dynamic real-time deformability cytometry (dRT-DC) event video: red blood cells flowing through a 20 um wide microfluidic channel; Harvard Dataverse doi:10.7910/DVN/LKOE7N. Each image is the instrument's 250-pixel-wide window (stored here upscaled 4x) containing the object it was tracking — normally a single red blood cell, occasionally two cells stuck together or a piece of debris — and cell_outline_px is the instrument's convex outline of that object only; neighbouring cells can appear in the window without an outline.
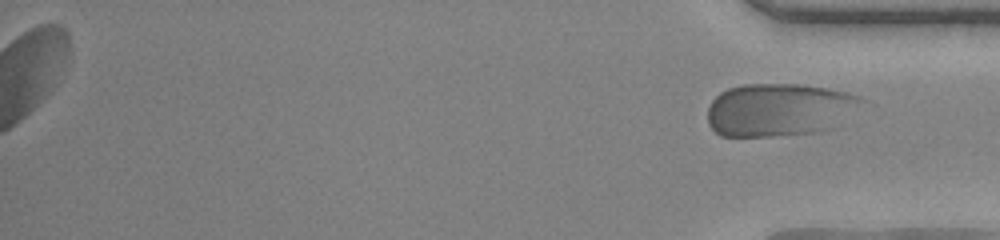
{"species": "human", "species_latin": "Homo sapiens", "temperature_condition": "warm", "stored_images_in_passage": 39, "segment_of_instrument_passage": [2, 2], "camera_frame_rate_fps": 3000, "um_per_image_px": 0.085, "donor": {"sex": "female"}, "frame": {"image": 1, "passage_image": 39, "time_ms": 12.667, "image_size_px": [1000, 240], "cell_outline_px": [[868, 100], [828, 128], [820, 132], [772, 136], [720, 136], [708, 124], [708, 108], [712, 100], [720, 92], [728, 88], [744, 84], [800, 84], [828, 88], [848, 92], [860, 96]], "centroid_in_image_um": [66.19, 9.31], "position_along_channel_um": 369.0, "area_um2": 47.4}}